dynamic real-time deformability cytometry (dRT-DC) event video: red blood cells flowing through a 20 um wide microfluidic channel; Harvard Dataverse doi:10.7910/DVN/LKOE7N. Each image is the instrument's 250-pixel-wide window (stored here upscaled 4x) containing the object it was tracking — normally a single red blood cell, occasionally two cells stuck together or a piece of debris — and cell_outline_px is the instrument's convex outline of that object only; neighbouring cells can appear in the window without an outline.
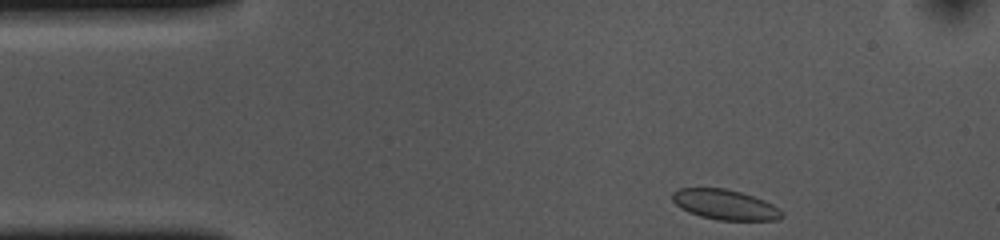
{"species": "common noctule bat (a hibernating species)", "species_latin": "Nyctalus noctula", "temperature_condition": "cold", "stored_images_in_passage": 37, "camera_frame_rate_fps": 3000, "um_per_image_px": 0.085, "animal": {"sex": "female", "body_mass_g": 10.0, "forearm_length_mm": 53.1}, "frame": {"image": 1, "passage_image": 1, "time_ms": 0.0, "image_size_px": [1000, 240], "cell_outline_px": [[784, 216], [776, 220], [720, 220], [700, 216], [688, 212], [680, 208], [672, 200], [672, 192], [680, 188], [728, 188], [764, 200], [772, 204], [784, 212]], "centroid_in_image_um": [61.62, 17.39], "position_along_channel_um": 23.4, "area_um2": 19.25}}
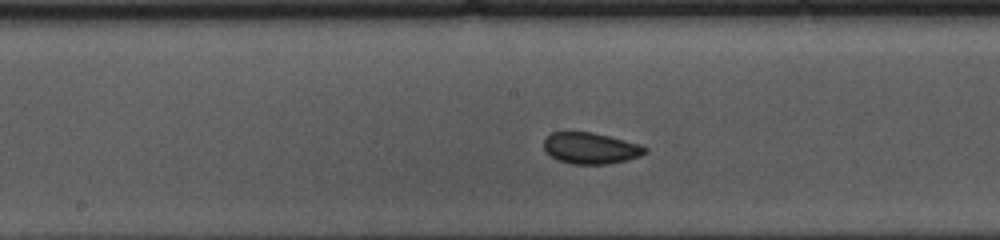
{"frame": {"image": 2, "passage_image": 20, "time_ms": 6.333, "image_size_px": [1000, 240], "cell_outline_px": [[648, 152], [640, 156], [628, 160], [608, 164], [572, 164], [556, 160], [544, 152], [544, 140], [552, 132], [592, 132], [640, 144], [648, 148]], "centroid_in_image_um": [50.2, 12.61], "position_along_channel_um": 198.0, "area_um2": 18.61}}
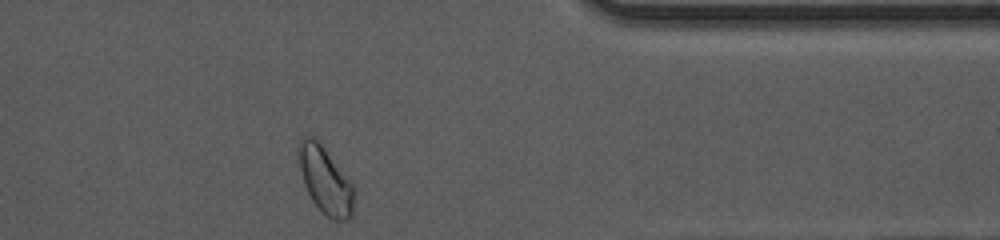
{"frame": {"image": 3, "passage_image": 37, "time_ms": 12.0, "image_size_px": [1000, 240], "cell_outline_px": [[356, 192], [352, 216], [348, 220], [332, 220], [312, 200], [304, 184], [300, 168], [296, 148], [300, 136], [312, 136], [320, 140], [356, 188]], "centroid_in_image_um": [27.66, 15.26], "position_along_channel_um": 383.7, "area_um2": 22.2}, "authors_computed_cell_mechanics": {"area_um2": 18.7272, "velocity_mm_per_s": 3.6194, "shape_relaxation_time_tau1_ms": 3.2415, "shape_relaxation_time_tau2_ms": 1.3108, "deformation_change_tau1": 0.0551, "deformation_change_tau2": 0.0306}}